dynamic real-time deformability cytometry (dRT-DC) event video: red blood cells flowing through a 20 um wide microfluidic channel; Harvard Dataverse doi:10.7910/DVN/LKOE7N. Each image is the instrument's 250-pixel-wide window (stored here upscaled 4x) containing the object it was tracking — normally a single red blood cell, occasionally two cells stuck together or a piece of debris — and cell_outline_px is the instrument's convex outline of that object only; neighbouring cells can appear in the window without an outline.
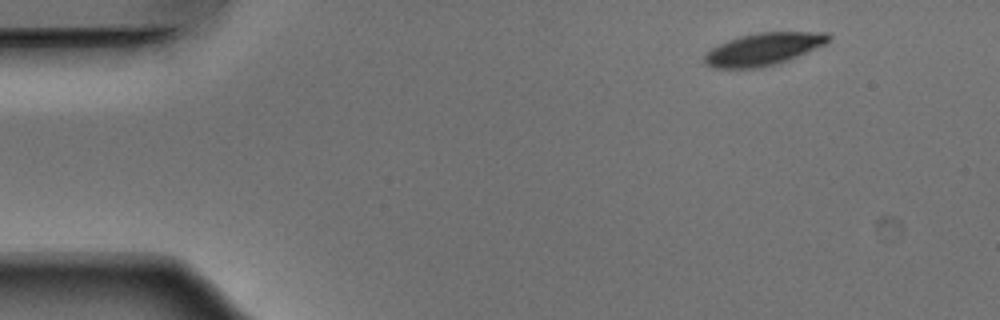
{"species": "Egyptian fruit bat (a non-hibernating species)", "species_latin": "Rousettus aegyptiacus", "temperature_condition": "warm", "stored_images_in_passage": 27, "camera_frame_rate_fps": 3000, "um_per_image_px": 0.085, "animal": {"sex": "male"}, "frame": {"image": 1, "passage_image": 1, "time_ms": 0.0, "image_size_px": [1000, 320], "cell_outline_px": [[832, 36], [824, 44], [788, 60], [776, 64], [760, 68], [712, 68], [704, 64], [704, 56], [708, 48], [728, 40], [740, 36], [760, 32], [828, 32]], "centroid_in_image_um": [64.83, 4.18], "position_along_channel_um": 20.2, "area_um2": 23.47}}
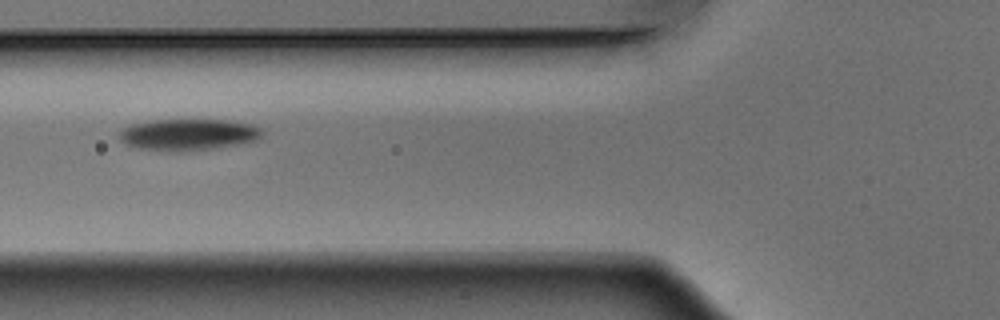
{"frame": {"image": 2, "passage_image": 15, "time_ms": 4.667, "image_size_px": [1000, 320], "cell_outline_px": [[264, 132], [256, 140], [216, 148], [184, 152], [168, 152], [136, 148], [120, 140], [120, 132], [128, 124], [152, 120], [228, 120], [252, 124], [260, 128]], "centroid_in_image_um": [15.98, 11.45], "position_along_channel_um": 109.8, "area_um2": 26.41}}
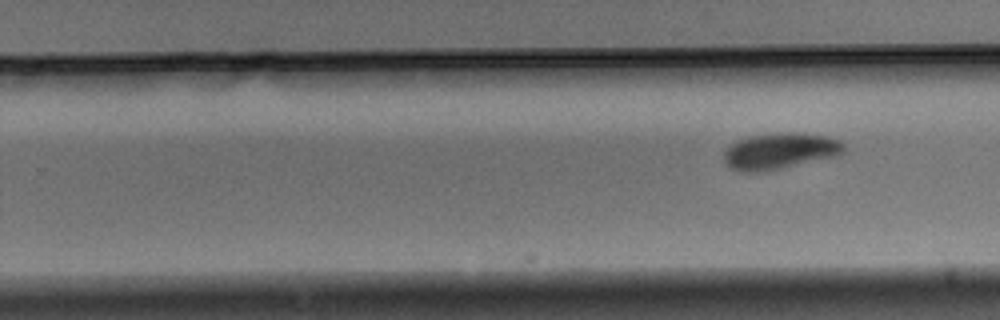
{"frame": {"image": 3, "passage_image": 27, "time_ms": 8.667, "image_size_px": [1000, 320], "cell_outline_px": [[844, 152], [840, 156], [768, 172], [740, 172], [728, 168], [724, 160], [724, 152], [732, 144], [740, 140], [752, 136], [788, 132], [796, 132], [824, 136], [840, 140], [844, 144]], "centroid_in_image_um": [66.33, 12.88], "position_along_channel_um": 263.5, "area_um2": 25.66}}